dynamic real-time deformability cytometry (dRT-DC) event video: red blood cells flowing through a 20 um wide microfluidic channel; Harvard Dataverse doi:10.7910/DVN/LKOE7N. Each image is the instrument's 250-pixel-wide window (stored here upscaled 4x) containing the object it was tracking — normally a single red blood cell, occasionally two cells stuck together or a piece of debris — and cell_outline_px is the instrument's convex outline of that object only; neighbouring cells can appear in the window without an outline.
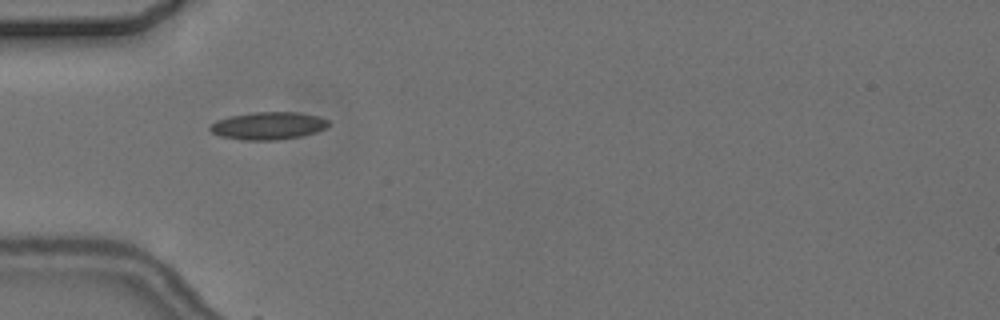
{"species": "common noctule bat (a hibernating species)", "species_latin": "Nyctalus noctula", "temperature_condition": "cold", "stored_images_in_passage": 1, "camera_frame_rate_fps": 3000, "um_per_image_px": 0.085, "animal": {"sex": "female", "body_mass_g": 24.6, "forearm_length_mm": 56.2}, "frame": {"image": 1, "passage_image": 1, "time_ms": 0.0, "image_size_px": [1000, 320], "cell_outline_px": [[332, 124], [328, 128], [316, 132], [300, 136], [276, 140], [244, 140], [220, 136], [212, 132], [208, 128], [216, 120], [228, 116], [252, 112], [300, 112], [320, 116], [328, 120]], "centroid_in_image_um": [22.84, 10.68], "position_along_channel_um": 62.2, "area_um2": 19.31}}